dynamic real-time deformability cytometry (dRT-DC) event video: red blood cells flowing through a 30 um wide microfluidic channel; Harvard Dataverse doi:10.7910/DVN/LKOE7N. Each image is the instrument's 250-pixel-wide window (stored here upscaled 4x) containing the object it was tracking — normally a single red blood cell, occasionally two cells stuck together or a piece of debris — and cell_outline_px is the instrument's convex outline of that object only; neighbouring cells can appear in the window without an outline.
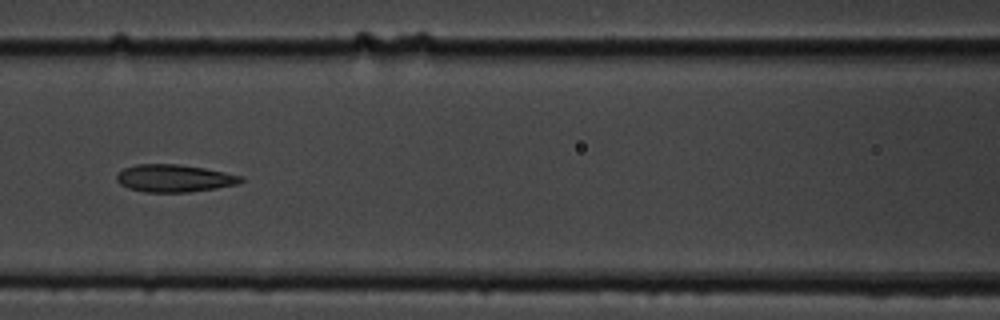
{"species": "common noctule bat (a hibernating species)", "species_latin": "Nyctalus noctula", "temperature_condition": "cold", "stored_images_in_passage": 11, "camera_frame_rate_fps": 3000, "um_per_image_px": 0.085, "animal": {"sex": "male", "body_mass_g": 19.5, "forearm_length_mm": 54.6}, "frame": {"image": 1, "passage_image": 8, "time_ms": 9.0, "image_size_px": [1000, 320], "cell_outline_px": [[244, 180], [236, 184], [216, 188], [188, 192], [144, 192], [128, 188], [120, 184], [116, 180], [116, 176], [124, 168], [136, 164], [180, 164], [204, 168], [244, 176]], "centroid_in_image_um": [14.8, 15.15], "position_along_channel_um": 151.8, "area_um2": 19.88}}
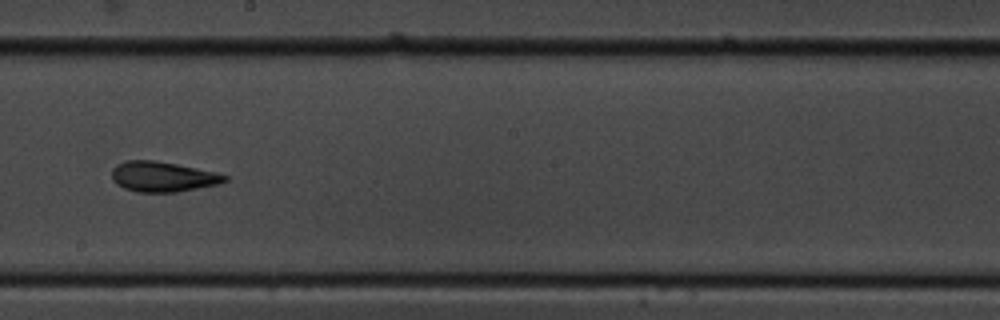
{"frame": {"image": 2, "passage_image": 10, "time_ms": 11.333, "image_size_px": [1000, 320], "cell_outline_px": [[228, 180], [220, 184], [176, 192], [136, 192], [124, 188], [116, 184], [112, 180], [112, 168], [116, 164], [128, 160], [156, 160], [196, 168], [228, 176]], "centroid_in_image_um": [13.8, 15.02], "position_along_channel_um": 234.4, "area_um2": 19.88}}
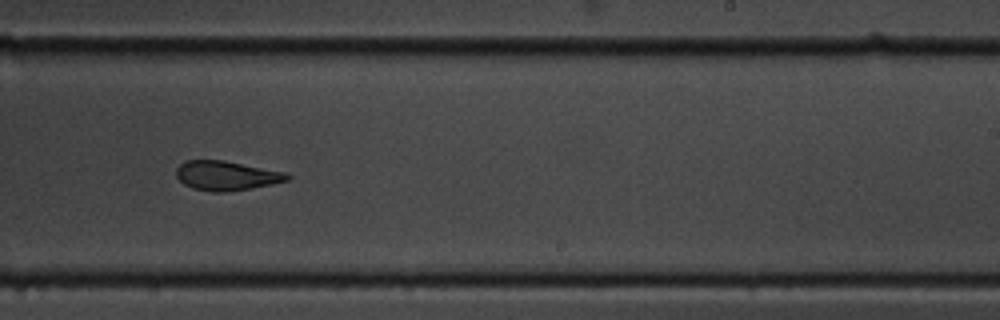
{"frame": {"image": 3, "passage_image": 11, "time_ms": 12.333, "image_size_px": [1000, 320], "cell_outline_px": [[292, 176], [288, 180], [272, 184], [252, 188], [228, 192], [212, 192], [192, 188], [184, 184], [176, 176], [176, 168], [184, 160], [224, 160], [288, 172]], "centroid_in_image_um": [19.27, 14.92], "position_along_channel_um": 269.7, "area_um2": 19.31}}